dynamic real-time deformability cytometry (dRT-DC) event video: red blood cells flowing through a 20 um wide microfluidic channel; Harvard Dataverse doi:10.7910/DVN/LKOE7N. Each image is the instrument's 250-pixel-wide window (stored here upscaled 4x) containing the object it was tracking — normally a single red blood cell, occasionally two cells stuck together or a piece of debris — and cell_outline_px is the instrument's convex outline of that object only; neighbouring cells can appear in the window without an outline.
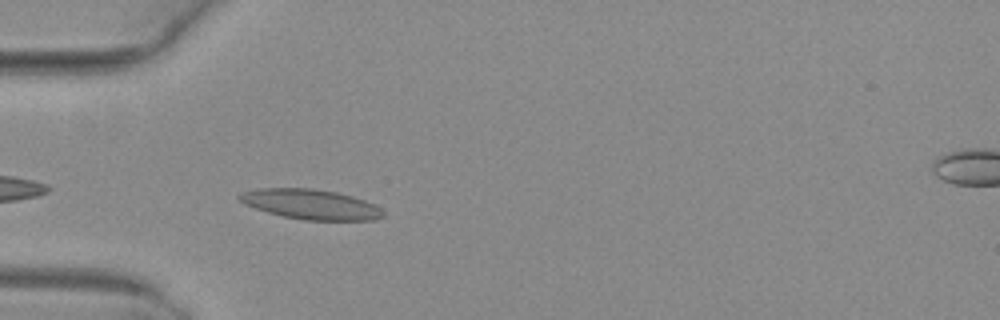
{"species": "common noctule bat (a hibernating species)", "species_latin": "Nyctalus noctula", "temperature_condition": "warm", "stored_images_in_passage": 37, "camera_frame_rate_fps": 3000, "um_per_image_px": 0.085, "animal": {"sex": "female", "body_mass_g": 29.2, "forearm_length_mm": 56.3}, "frame": {"image": 1, "passage_image": 3, "time_ms": 0.667, "image_size_px": [1000, 320], "cell_outline_px": [[384, 216], [376, 220], [304, 220], [284, 216], [268, 212], [244, 204], [236, 196], [244, 192], [260, 188], [312, 188], [336, 192], [352, 196], [376, 204], [384, 212]], "centroid_in_image_um": [26.45, 17.36], "position_along_channel_um": 58.5, "area_um2": 25.03}}
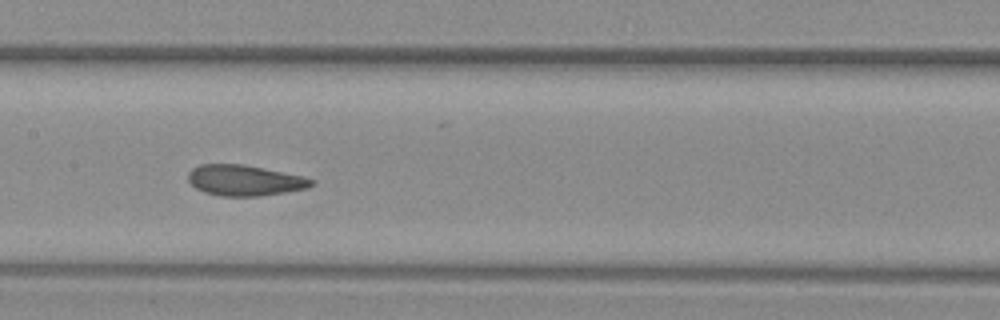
{"frame": {"image": 2, "passage_image": 13, "time_ms": 4.0, "image_size_px": [1000, 320], "cell_outline_px": [[316, 180], [308, 188], [260, 196], [220, 196], [204, 192], [196, 188], [188, 180], [188, 172], [192, 168], [200, 164], [240, 164], [304, 176]], "centroid_in_image_um": [20.78, 15.33], "position_along_channel_um": 186.6, "area_um2": 21.96}}
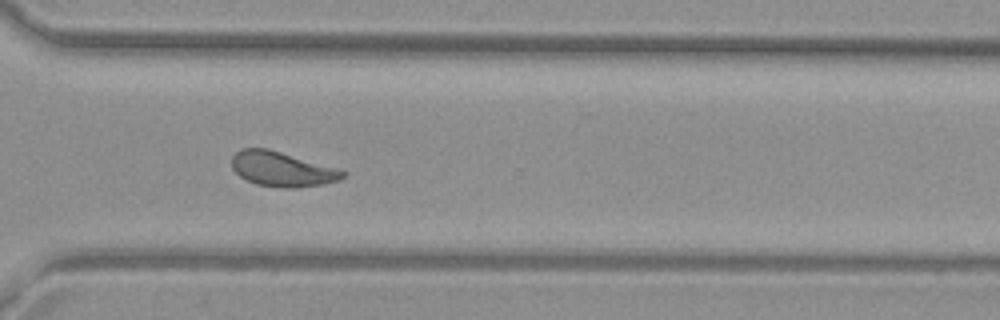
{"frame": {"image": 3, "passage_image": 25, "time_ms": 8.0, "image_size_px": [1000, 320], "cell_outline_px": [[348, 172], [340, 180], [324, 184], [296, 188], [280, 188], [256, 184], [240, 176], [232, 168], [232, 156], [240, 148], [268, 148], [340, 168]], "centroid_in_image_um": [24.02, 14.37], "position_along_channel_um": 346.6, "area_um2": 22.83}, "authors_computed_cell_mechanics": {"area_um2": 22.253, "velocity_mm_per_s": 4.0155, "shape_relaxation_time_tau1_ms": 7.9335, "shape_relaxation_time_tau2_ms": 1.2826, "deformation_change_tau1": 0.1792, "deformation_change_tau2": 0.0759}}